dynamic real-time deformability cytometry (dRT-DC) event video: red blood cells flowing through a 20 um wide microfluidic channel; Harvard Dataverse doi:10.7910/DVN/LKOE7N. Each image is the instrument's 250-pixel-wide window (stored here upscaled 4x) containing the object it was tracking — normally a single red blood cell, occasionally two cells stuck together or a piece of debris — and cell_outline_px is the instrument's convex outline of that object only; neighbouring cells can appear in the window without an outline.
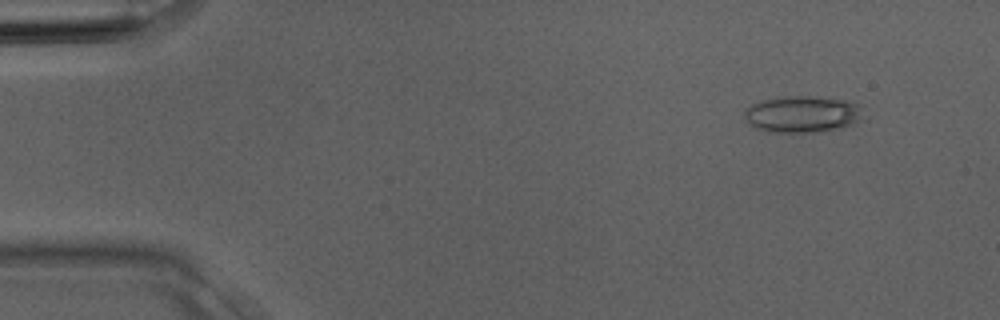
{"species": "Egyptian fruit bat (a non-hibernating species)", "species_latin": "Rousettus aegyptiacus", "temperature_condition": "room temperature", "stored_images_in_passage": 2, "camera_frame_rate_fps": 3000, "um_per_image_px": 0.085, "animal": {"sex": "male"}, "frame": {"image": 1, "passage_image": 2, "time_ms": 0.333, "image_size_px": [1000, 320], "cell_outline_px": [[864, 120], [852, 124], [836, 128], [816, 132], [768, 132], [756, 128], [744, 116], [744, 112], [752, 104], [776, 96], [808, 96], [844, 100], [856, 104]], "centroid_in_image_um": [68.17, 9.7], "position_along_channel_um": 16.8, "area_um2": 24.97}}